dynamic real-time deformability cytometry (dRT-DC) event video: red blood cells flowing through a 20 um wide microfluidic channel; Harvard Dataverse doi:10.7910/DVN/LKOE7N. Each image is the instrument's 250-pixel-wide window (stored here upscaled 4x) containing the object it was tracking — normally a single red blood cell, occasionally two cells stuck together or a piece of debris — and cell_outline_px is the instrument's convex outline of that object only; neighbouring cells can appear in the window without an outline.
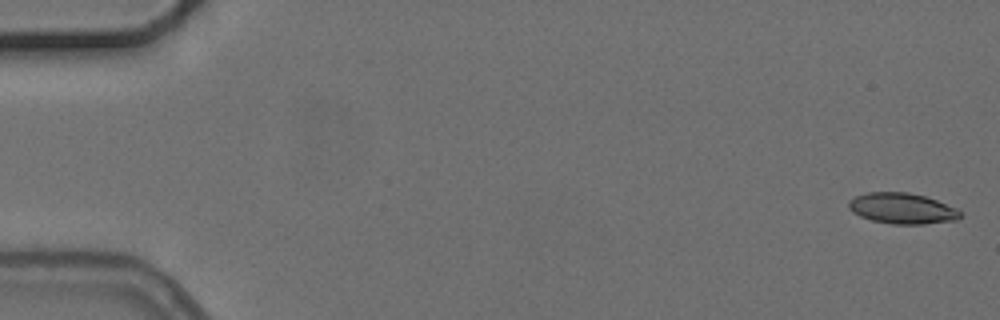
{"species": "common noctule bat (a hibernating species)", "species_latin": "Nyctalus noctula", "temperature_condition": "cold", "stored_images_in_passage": 6, "camera_frame_rate_fps": 3000, "um_per_image_px": 0.085, "animal": {"sex": "female", "body_mass_g": 24.6, "forearm_length_mm": 56.2}, "frame": {"image": 1, "passage_image": 1, "time_ms": 0.0, "image_size_px": [1000, 320], "cell_outline_px": [[964, 216], [956, 220], [924, 224], [892, 224], [872, 220], [860, 216], [852, 212], [848, 208], [848, 200], [856, 196], [868, 192], [908, 192], [924, 196], [936, 200], [956, 208]], "centroid_in_image_um": [76.67, 17.72], "position_along_channel_um": 8.3, "area_um2": 20.06}}